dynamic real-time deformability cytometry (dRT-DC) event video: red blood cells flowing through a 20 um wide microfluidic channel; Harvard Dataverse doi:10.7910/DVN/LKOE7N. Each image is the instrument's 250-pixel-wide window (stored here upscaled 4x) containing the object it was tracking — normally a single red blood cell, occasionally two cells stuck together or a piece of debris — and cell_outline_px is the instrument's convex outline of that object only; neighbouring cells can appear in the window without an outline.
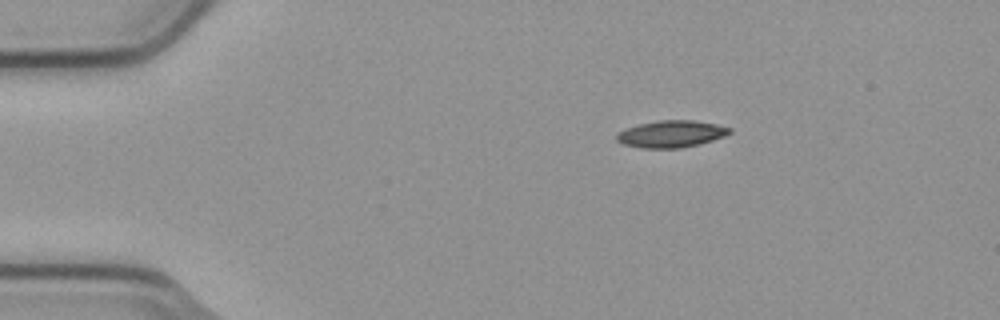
{"species": "common noctule bat (a hibernating species)", "species_latin": "Nyctalus noctula", "temperature_condition": "cold", "stored_images_in_passage": 3, "camera_frame_rate_fps": 3000, "um_per_image_px": 0.085, "animal": {"sex": "male", "body_mass_g": 23.1, "forearm_length_mm": 52.7}, "frame": {"image": 1, "passage_image": 1, "time_ms": 0.0, "image_size_px": [1000, 320], "cell_outline_px": [[732, 132], [724, 136], [712, 140], [680, 148], [644, 148], [624, 144], [616, 140], [616, 132], [640, 124], [660, 120], [692, 120], [716, 124], [732, 128]], "centroid_in_image_um": [57.05, 11.38], "position_along_channel_um": 27.9, "area_um2": 17.51}}